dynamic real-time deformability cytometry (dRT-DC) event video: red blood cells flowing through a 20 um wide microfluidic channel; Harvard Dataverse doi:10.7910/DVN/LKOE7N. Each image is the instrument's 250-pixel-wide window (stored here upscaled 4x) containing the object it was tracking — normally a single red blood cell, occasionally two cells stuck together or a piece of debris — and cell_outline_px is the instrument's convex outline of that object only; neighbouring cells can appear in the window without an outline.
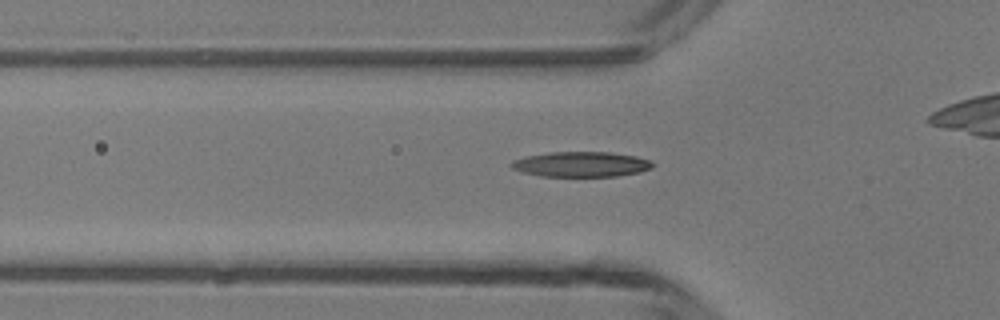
{"species": "common noctule bat (a hibernating species)", "species_latin": "Nyctalus noctula", "temperature_condition": "room temperature", "stored_images_in_passage": 30, "camera_frame_rate_fps": 3000, "um_per_image_px": 0.085, "animal": {"sex": "male", "body_mass_g": 13.3}, "frame": {"image": 1, "passage_image": 7, "time_ms": 2.0, "image_size_px": [1000, 320], "cell_outline_px": [[656, 164], [652, 168], [640, 172], [616, 176], [540, 176], [524, 172], [512, 168], [508, 164], [512, 160], [524, 156], [548, 152], [612, 152], [636, 156], [652, 160]], "centroid_in_image_um": [49.41, 13.95], "position_along_channel_um": 76.4, "area_um2": 20.98}}
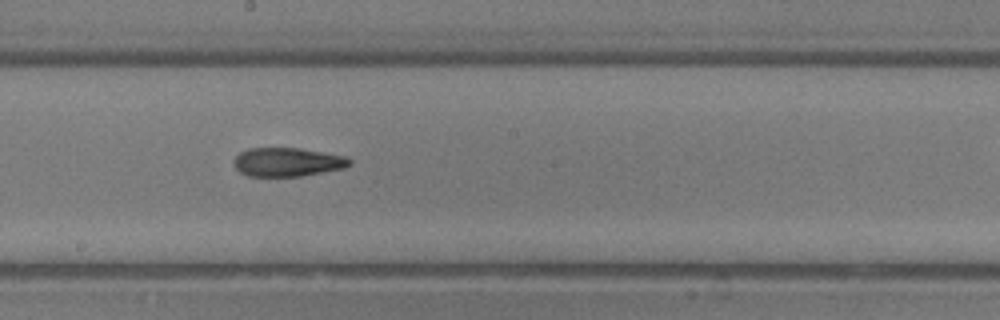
{"frame": {"image": 2, "passage_image": 17, "time_ms": 5.333, "image_size_px": [1000, 320], "cell_outline_px": [[352, 164], [344, 168], [300, 176], [248, 176], [240, 172], [232, 164], [232, 160], [240, 152], [248, 148], [300, 148], [324, 152], [344, 156], [352, 160]], "centroid_in_image_um": [24.41, 13.77], "position_along_channel_um": 223.8, "area_um2": 19.48}}
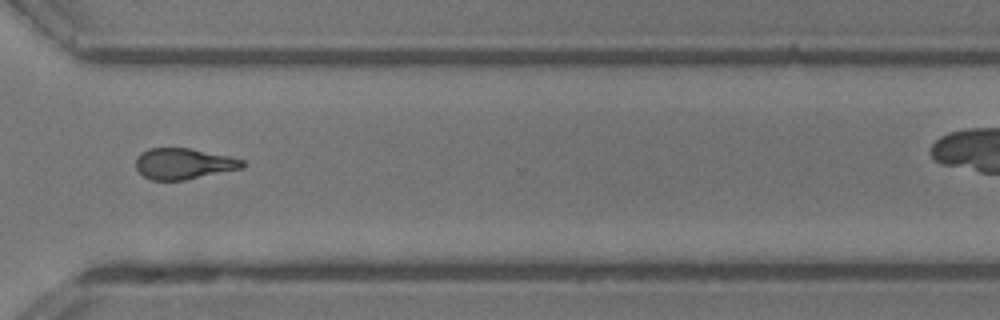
{"frame": {"image": 3, "passage_image": 26, "time_ms": 8.333, "image_size_px": [1000, 320], "cell_outline_px": [[244, 168], [184, 180], [152, 180], [144, 176], [136, 168], [136, 156], [148, 148], [188, 148], [228, 156], [244, 160]], "centroid_in_image_um": [15.59, 13.92], "position_along_channel_um": 355.0, "area_um2": 19.13}}